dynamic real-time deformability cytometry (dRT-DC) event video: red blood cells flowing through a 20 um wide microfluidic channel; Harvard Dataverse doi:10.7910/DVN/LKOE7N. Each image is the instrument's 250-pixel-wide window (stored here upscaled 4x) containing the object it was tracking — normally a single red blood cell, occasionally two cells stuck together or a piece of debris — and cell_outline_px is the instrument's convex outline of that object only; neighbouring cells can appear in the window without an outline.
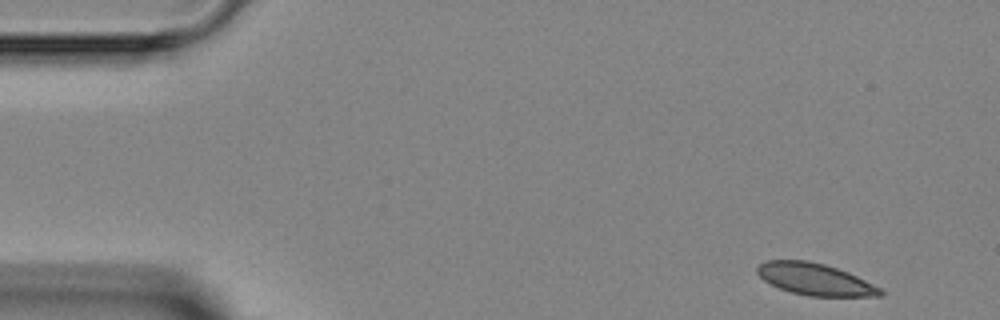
{"species": "Egyptian fruit bat (a non-hibernating species)", "species_latin": "Rousettus aegyptiacus", "temperature_condition": "room temperature", "stored_images_in_passage": 3, "camera_frame_rate_fps": 3000, "um_per_image_px": 0.085, "animal": {"sex": "female"}, "frame": {"image": 1, "passage_image": 1, "time_ms": 0.0, "image_size_px": [1000, 320], "cell_outline_px": [[884, 296], [808, 296], [792, 292], [780, 288], [764, 280], [756, 272], [756, 268], [764, 260], [808, 260], [824, 264], [848, 272], [880, 288], [884, 292]], "centroid_in_image_um": [69.26, 23.73], "position_along_channel_um": 15.7, "area_um2": 22.66}}
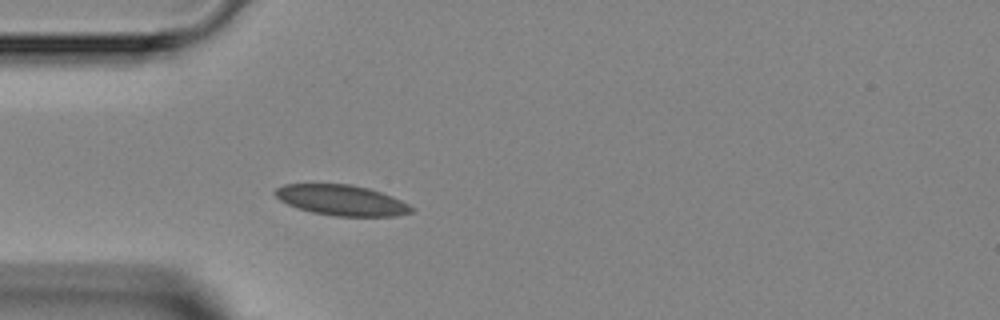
{"frame": {"image": 2, "passage_image": 3, "time_ms": 3.333, "image_size_px": [1000, 320], "cell_outline_px": [[412, 212], [396, 216], [336, 216], [312, 212], [296, 208], [280, 200], [272, 192], [276, 188], [284, 184], [352, 184], [368, 188], [392, 196], [408, 204], [412, 208]], "centroid_in_image_um": [29.0, 17.01], "position_along_channel_um": 56.0, "area_um2": 24.16}}